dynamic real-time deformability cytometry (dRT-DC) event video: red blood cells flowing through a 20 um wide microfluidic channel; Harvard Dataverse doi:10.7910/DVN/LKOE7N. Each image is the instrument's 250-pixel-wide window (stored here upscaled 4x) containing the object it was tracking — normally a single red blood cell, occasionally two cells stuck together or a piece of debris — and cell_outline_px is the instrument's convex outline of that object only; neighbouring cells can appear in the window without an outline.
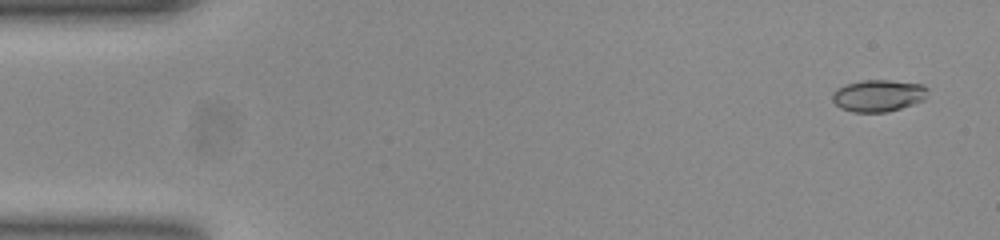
{"species": "common noctule bat (a hibernating species)", "species_latin": "Nyctalus noctula", "temperature_condition": "room temperature", "stored_images_in_passage": 53, "camera_frame_rate_fps": 3000, "um_per_image_px": 0.085, "animal": {"sex": "female", "body_mass_g": 23.0, "forearm_length_mm": 53.4}, "frame": {"image": 1, "passage_image": 3, "time_ms": 0.667, "image_size_px": [1000, 240], "cell_outline_px": [[928, 88], [924, 96], [920, 100], [912, 104], [888, 112], [852, 112], [840, 108], [832, 100], [832, 96], [840, 88], [848, 84], [864, 80], [888, 80], [924, 84]], "centroid_in_image_um": [74.66, 8.13], "position_along_channel_um": 10.3, "area_um2": 17.34}}
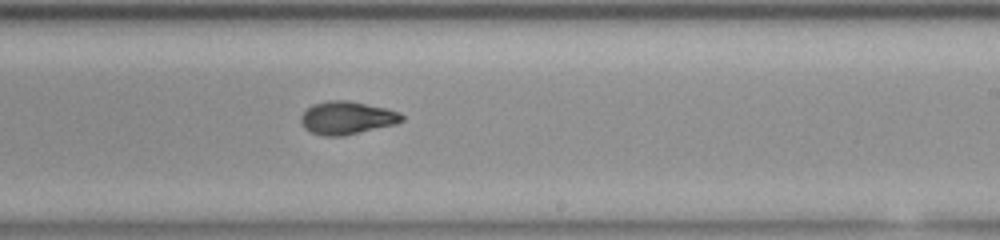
{"frame": {"image": 2, "passage_image": 32, "time_ms": 10.333, "image_size_px": [1000, 240], "cell_outline_px": [[404, 120], [396, 124], [344, 136], [324, 136], [312, 132], [304, 128], [300, 120], [300, 116], [312, 104], [328, 100], [348, 100], [384, 108], [400, 112], [404, 116]], "centroid_in_image_um": [29.49, 10.02], "position_along_channel_um": 259.5, "area_um2": 19.42}}
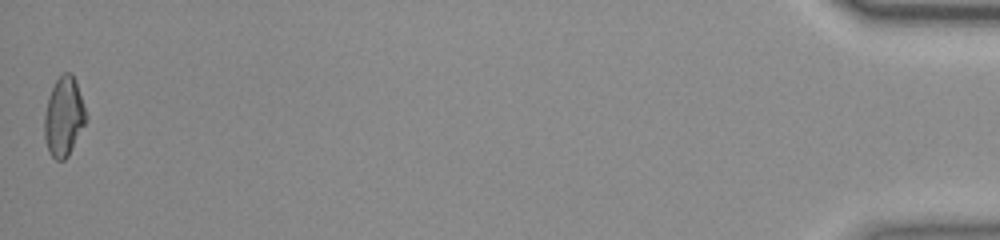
{"frame": {"image": 3, "passage_image": 53, "time_ms": 17.333, "image_size_px": [1000, 240], "cell_outline_px": [[88, 116], [68, 156], [64, 160], [56, 160], [48, 152], [44, 136], [44, 116], [48, 100], [52, 88], [56, 80], [64, 72], [72, 72], [76, 80]], "centroid_in_image_um": [5.43, 9.91], "position_along_channel_um": 429.8, "area_um2": 19.13}, "authors_computed_cell_mechanics": {"area_um2": 18.9006, "velocity_mm_per_s": 3.8718, "shape_relaxation_time_tau1_ms": 6.5547, "shape_relaxation_time_tau2_ms": 1.6815, "deformation_change_tau1": 0.1907, "deformation_change_tau2": 0.0626}}